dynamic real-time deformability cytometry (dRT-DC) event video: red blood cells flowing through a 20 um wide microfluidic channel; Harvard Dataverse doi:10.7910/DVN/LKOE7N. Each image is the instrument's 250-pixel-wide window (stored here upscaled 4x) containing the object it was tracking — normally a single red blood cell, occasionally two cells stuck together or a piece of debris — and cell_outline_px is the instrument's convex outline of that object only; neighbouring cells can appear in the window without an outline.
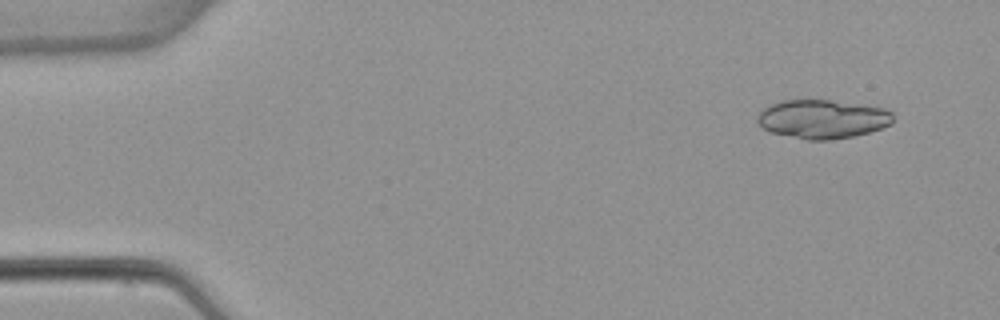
{"species": "common noctule bat (a hibernating species)", "species_latin": "Nyctalus noctula", "temperature_condition": "warm", "stored_images_in_passage": 6, "camera_frame_rate_fps": 3000, "um_per_image_px": 0.085, "animal": {"sex": "female", "body_mass_g": 22.7, "forearm_length_mm": 54.2}, "frame": {"image": 1, "passage_image": 2, "time_ms": 1.0, "image_size_px": [1000, 320], "cell_outline_px": [[892, 124], [868, 132], [852, 136], [828, 140], [808, 140], [768, 132], [756, 124], [756, 116], [768, 104], [780, 100], [832, 100], [884, 108], [892, 112]], "centroid_in_image_um": [69.83, 10.12], "position_along_channel_um": 15.2, "area_um2": 30.87}}
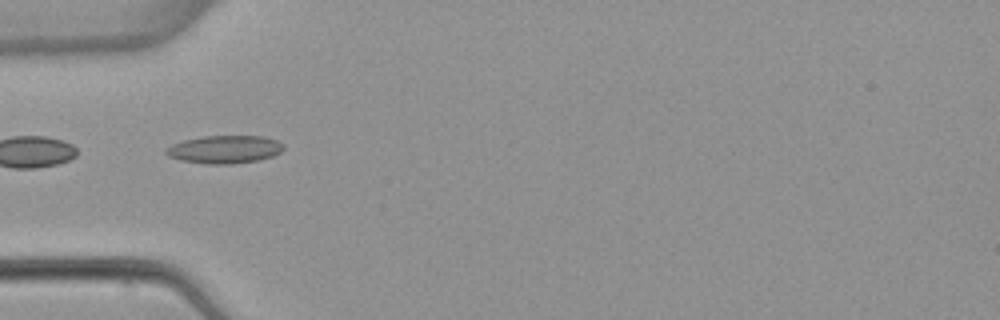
{"frame": {"image": 2, "passage_image": 5, "time_ms": 5.333, "image_size_px": [1000, 320], "cell_outline_px": [[284, 148], [280, 152], [272, 156], [260, 160], [228, 164], [208, 164], [180, 160], [168, 156], [164, 152], [164, 148], [172, 144], [184, 140], [204, 136], [264, 136], [276, 140], [284, 144]], "centroid_in_image_um": [19.08, 12.7], "position_along_channel_um": 65.9, "area_um2": 19.19}}
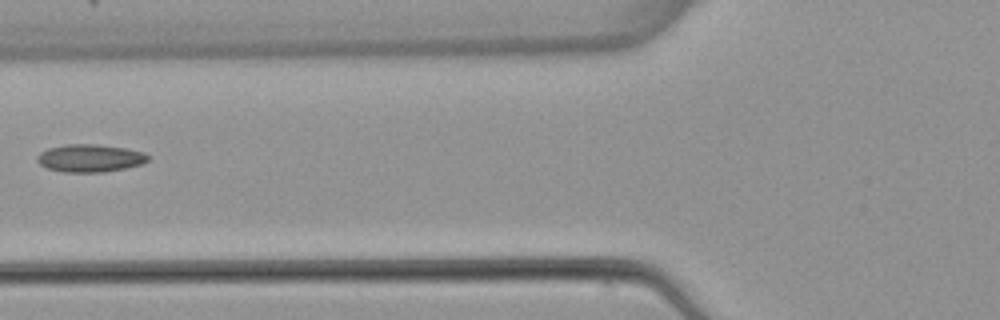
{"frame": {"image": 3, "passage_image": 6, "time_ms": 6.667, "image_size_px": [1000, 320], "cell_outline_px": [[148, 160], [140, 164], [124, 168], [104, 172], [64, 172], [48, 168], [40, 164], [36, 160], [36, 156], [40, 152], [48, 148], [64, 144], [96, 144], [124, 148], [144, 152], [148, 156]], "centroid_in_image_um": [7.6, 13.43], "position_along_channel_um": 118.2, "area_um2": 17.8}}